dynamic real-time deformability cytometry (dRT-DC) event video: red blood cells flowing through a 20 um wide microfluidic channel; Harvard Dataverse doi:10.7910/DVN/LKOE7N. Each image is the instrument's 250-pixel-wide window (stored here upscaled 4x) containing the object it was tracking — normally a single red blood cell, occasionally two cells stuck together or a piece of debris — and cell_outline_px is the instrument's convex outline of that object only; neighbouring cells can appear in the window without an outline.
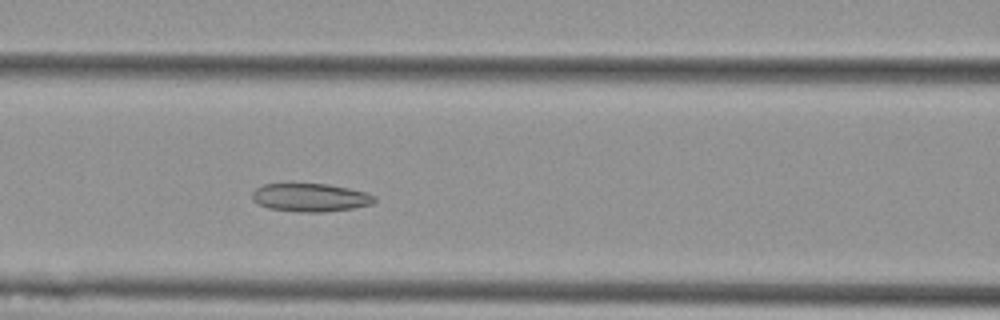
{"species": "Egyptian fruit bat (a non-hibernating species)", "species_latin": "Rousettus aegyptiacus", "temperature_condition": "cold", "stored_images_in_passage": 40, "camera_frame_rate_fps": 3000, "um_per_image_px": 0.085, "animal": {"sex": "female"}, "frame": {"image": 1, "passage_image": 10, "time_ms": 3.0, "image_size_px": [1000, 320], "cell_outline_px": [[376, 200], [372, 204], [352, 208], [324, 212], [304, 212], [268, 208], [256, 204], [252, 200], [252, 192], [256, 188], [264, 184], [328, 184], [368, 192]], "centroid_in_image_um": [26.35, 16.79], "position_along_channel_um": 140.2, "area_um2": 20.06}}
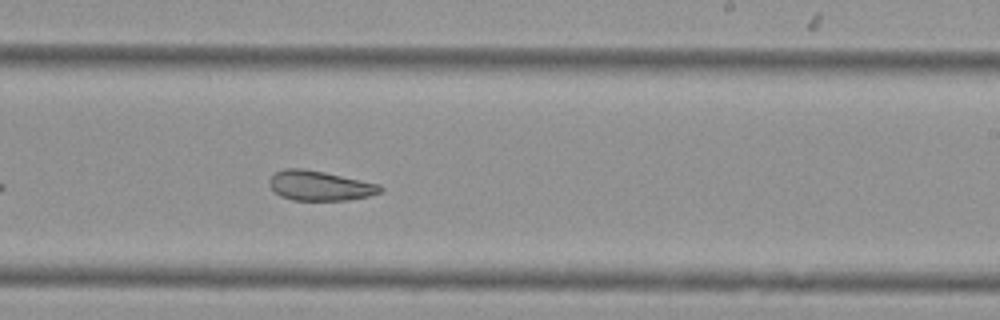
{"frame": {"image": 2, "passage_image": 20, "time_ms": 6.333, "image_size_px": [1000, 320], "cell_outline_px": [[384, 188], [380, 192], [368, 196], [348, 200], [292, 200], [280, 196], [268, 184], [268, 180], [276, 172], [284, 168], [304, 168], [324, 172], [380, 184]], "centroid_in_image_um": [27.17, 15.78], "position_along_channel_um": 261.8, "area_um2": 19.25}}
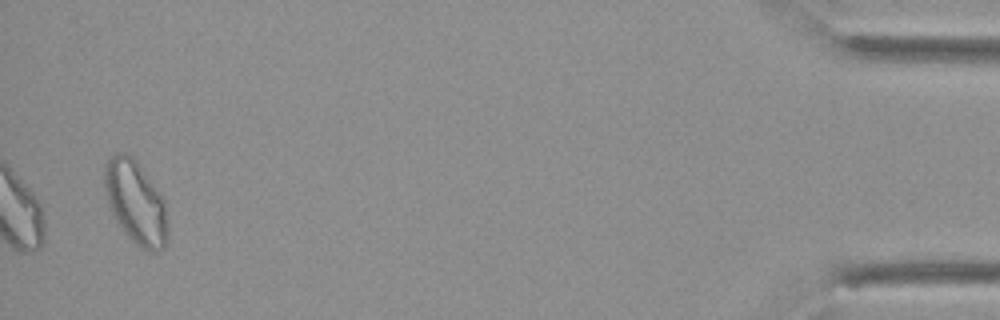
{"frame": {"image": 3, "passage_image": 40, "time_ms": 13.0, "image_size_px": [1000, 320], "cell_outline_px": [[168, 236], [164, 248], [156, 252], [148, 252], [140, 248], [120, 228], [108, 204], [104, 188], [104, 164], [116, 152], [128, 152], [136, 160], [164, 196], [168, 224]], "centroid_in_image_um": [11.55, 17.2], "position_along_channel_um": 423.6, "area_um2": 31.27}, "authors_computed_cell_mechanics": {"area_um2": 21.097, "velocity_mm_per_s": 3.674, "shape_relaxation_time_tau1_ms": null, "shape_relaxation_time_tau2_ms": 3.3726, "deformation_change_tau1": null, "deformation_change_tau2": 0.0817}}